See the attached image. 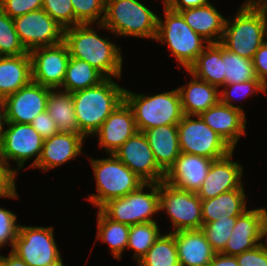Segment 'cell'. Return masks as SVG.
<instances>
[{
    "instance_id": "1",
    "label": "cell",
    "mask_w": 267,
    "mask_h": 266,
    "mask_svg": "<svg viewBox=\"0 0 267 266\" xmlns=\"http://www.w3.org/2000/svg\"><path fill=\"white\" fill-rule=\"evenodd\" d=\"M63 41L70 57L86 61L106 78H121V47L107 38H101L92 24H78L64 29Z\"/></svg>"
},
{
    "instance_id": "2",
    "label": "cell",
    "mask_w": 267,
    "mask_h": 266,
    "mask_svg": "<svg viewBox=\"0 0 267 266\" xmlns=\"http://www.w3.org/2000/svg\"><path fill=\"white\" fill-rule=\"evenodd\" d=\"M237 12L233 22L226 19L220 44L252 60L267 40V6L261 0H247Z\"/></svg>"
},
{
    "instance_id": "3",
    "label": "cell",
    "mask_w": 267,
    "mask_h": 266,
    "mask_svg": "<svg viewBox=\"0 0 267 266\" xmlns=\"http://www.w3.org/2000/svg\"><path fill=\"white\" fill-rule=\"evenodd\" d=\"M125 88L105 78L101 83L72 93L79 132L87 137L102 126L109 115L124 101Z\"/></svg>"
},
{
    "instance_id": "4",
    "label": "cell",
    "mask_w": 267,
    "mask_h": 266,
    "mask_svg": "<svg viewBox=\"0 0 267 266\" xmlns=\"http://www.w3.org/2000/svg\"><path fill=\"white\" fill-rule=\"evenodd\" d=\"M158 17L138 0H106L104 20L99 27L118 36L155 40Z\"/></svg>"
},
{
    "instance_id": "5",
    "label": "cell",
    "mask_w": 267,
    "mask_h": 266,
    "mask_svg": "<svg viewBox=\"0 0 267 266\" xmlns=\"http://www.w3.org/2000/svg\"><path fill=\"white\" fill-rule=\"evenodd\" d=\"M124 101L132 109L138 131L178 124L184 116L178 88L147 96L125 89Z\"/></svg>"
},
{
    "instance_id": "6",
    "label": "cell",
    "mask_w": 267,
    "mask_h": 266,
    "mask_svg": "<svg viewBox=\"0 0 267 266\" xmlns=\"http://www.w3.org/2000/svg\"><path fill=\"white\" fill-rule=\"evenodd\" d=\"M90 163L96 179L97 195L91 194L88 199L98 209L109 200L126 196L145 184L114 154L103 159L90 158Z\"/></svg>"
},
{
    "instance_id": "7",
    "label": "cell",
    "mask_w": 267,
    "mask_h": 266,
    "mask_svg": "<svg viewBox=\"0 0 267 266\" xmlns=\"http://www.w3.org/2000/svg\"><path fill=\"white\" fill-rule=\"evenodd\" d=\"M164 14V22L158 17L155 40L167 44L179 66L182 65L188 70L207 46L204 43L209 42L192 30L179 12L164 5Z\"/></svg>"
},
{
    "instance_id": "8",
    "label": "cell",
    "mask_w": 267,
    "mask_h": 266,
    "mask_svg": "<svg viewBox=\"0 0 267 266\" xmlns=\"http://www.w3.org/2000/svg\"><path fill=\"white\" fill-rule=\"evenodd\" d=\"M144 187L151 191L143 192ZM100 210L111 220L129 226L153 222L152 215L159 212V183H145L126 196L109 200Z\"/></svg>"
},
{
    "instance_id": "9",
    "label": "cell",
    "mask_w": 267,
    "mask_h": 266,
    "mask_svg": "<svg viewBox=\"0 0 267 266\" xmlns=\"http://www.w3.org/2000/svg\"><path fill=\"white\" fill-rule=\"evenodd\" d=\"M177 128L182 153L217 160L234 151L220 135L204 122L200 115H184L177 124Z\"/></svg>"
},
{
    "instance_id": "10",
    "label": "cell",
    "mask_w": 267,
    "mask_h": 266,
    "mask_svg": "<svg viewBox=\"0 0 267 266\" xmlns=\"http://www.w3.org/2000/svg\"><path fill=\"white\" fill-rule=\"evenodd\" d=\"M8 128L2 129L0 134V160L14 175L24 167V163L36 157L30 167L37 164L43 147L44 138L32 127L31 124L7 122ZM9 160L17 162V169L10 167Z\"/></svg>"
},
{
    "instance_id": "11",
    "label": "cell",
    "mask_w": 267,
    "mask_h": 266,
    "mask_svg": "<svg viewBox=\"0 0 267 266\" xmlns=\"http://www.w3.org/2000/svg\"><path fill=\"white\" fill-rule=\"evenodd\" d=\"M28 266H64L53 227L21 226L11 249Z\"/></svg>"
},
{
    "instance_id": "12",
    "label": "cell",
    "mask_w": 267,
    "mask_h": 266,
    "mask_svg": "<svg viewBox=\"0 0 267 266\" xmlns=\"http://www.w3.org/2000/svg\"><path fill=\"white\" fill-rule=\"evenodd\" d=\"M166 211L173 224L172 233L202 228V205L197 193L159 182V211Z\"/></svg>"
},
{
    "instance_id": "13",
    "label": "cell",
    "mask_w": 267,
    "mask_h": 266,
    "mask_svg": "<svg viewBox=\"0 0 267 266\" xmlns=\"http://www.w3.org/2000/svg\"><path fill=\"white\" fill-rule=\"evenodd\" d=\"M13 22L19 40L28 52L63 41L64 28L43 9L15 17Z\"/></svg>"
},
{
    "instance_id": "14",
    "label": "cell",
    "mask_w": 267,
    "mask_h": 266,
    "mask_svg": "<svg viewBox=\"0 0 267 266\" xmlns=\"http://www.w3.org/2000/svg\"><path fill=\"white\" fill-rule=\"evenodd\" d=\"M32 81L52 89L62 86L70 60L64 41L51 46L37 47L29 51Z\"/></svg>"
},
{
    "instance_id": "15",
    "label": "cell",
    "mask_w": 267,
    "mask_h": 266,
    "mask_svg": "<svg viewBox=\"0 0 267 266\" xmlns=\"http://www.w3.org/2000/svg\"><path fill=\"white\" fill-rule=\"evenodd\" d=\"M113 154L145 183L164 181L165 172L156 163L143 132H136Z\"/></svg>"
},
{
    "instance_id": "16",
    "label": "cell",
    "mask_w": 267,
    "mask_h": 266,
    "mask_svg": "<svg viewBox=\"0 0 267 266\" xmlns=\"http://www.w3.org/2000/svg\"><path fill=\"white\" fill-rule=\"evenodd\" d=\"M51 90L52 88L31 81L4 98L6 121L30 124L37 115L47 110Z\"/></svg>"
},
{
    "instance_id": "17",
    "label": "cell",
    "mask_w": 267,
    "mask_h": 266,
    "mask_svg": "<svg viewBox=\"0 0 267 266\" xmlns=\"http://www.w3.org/2000/svg\"><path fill=\"white\" fill-rule=\"evenodd\" d=\"M213 161L211 158L181 152L165 173L164 181L180 190L197 193Z\"/></svg>"
},
{
    "instance_id": "18",
    "label": "cell",
    "mask_w": 267,
    "mask_h": 266,
    "mask_svg": "<svg viewBox=\"0 0 267 266\" xmlns=\"http://www.w3.org/2000/svg\"><path fill=\"white\" fill-rule=\"evenodd\" d=\"M264 237L262 208L246 210L237 217L232 233L221 253L236 256L263 243L261 240Z\"/></svg>"
},
{
    "instance_id": "19",
    "label": "cell",
    "mask_w": 267,
    "mask_h": 266,
    "mask_svg": "<svg viewBox=\"0 0 267 266\" xmlns=\"http://www.w3.org/2000/svg\"><path fill=\"white\" fill-rule=\"evenodd\" d=\"M232 154L233 151L212 162L201 188L197 191L201 200L214 198L221 193L239 189L243 185L241 182L243 167L232 161Z\"/></svg>"
},
{
    "instance_id": "20",
    "label": "cell",
    "mask_w": 267,
    "mask_h": 266,
    "mask_svg": "<svg viewBox=\"0 0 267 266\" xmlns=\"http://www.w3.org/2000/svg\"><path fill=\"white\" fill-rule=\"evenodd\" d=\"M136 132L132 109L123 101L94 134L98 136L99 146L113 154Z\"/></svg>"
},
{
    "instance_id": "21",
    "label": "cell",
    "mask_w": 267,
    "mask_h": 266,
    "mask_svg": "<svg viewBox=\"0 0 267 266\" xmlns=\"http://www.w3.org/2000/svg\"><path fill=\"white\" fill-rule=\"evenodd\" d=\"M204 122L220 135L233 149L241 137L246 134V115L236 107L219 101L200 114Z\"/></svg>"
},
{
    "instance_id": "22",
    "label": "cell",
    "mask_w": 267,
    "mask_h": 266,
    "mask_svg": "<svg viewBox=\"0 0 267 266\" xmlns=\"http://www.w3.org/2000/svg\"><path fill=\"white\" fill-rule=\"evenodd\" d=\"M84 139L81 133L65 132L44 139L40 158L34 168L47 171L72 160L81 153Z\"/></svg>"
},
{
    "instance_id": "23",
    "label": "cell",
    "mask_w": 267,
    "mask_h": 266,
    "mask_svg": "<svg viewBox=\"0 0 267 266\" xmlns=\"http://www.w3.org/2000/svg\"><path fill=\"white\" fill-rule=\"evenodd\" d=\"M175 243L180 266H208L216 254L201 229L175 232Z\"/></svg>"
},
{
    "instance_id": "24",
    "label": "cell",
    "mask_w": 267,
    "mask_h": 266,
    "mask_svg": "<svg viewBox=\"0 0 267 266\" xmlns=\"http://www.w3.org/2000/svg\"><path fill=\"white\" fill-rule=\"evenodd\" d=\"M158 166L166 173L181 153L177 124L143 131Z\"/></svg>"
},
{
    "instance_id": "25",
    "label": "cell",
    "mask_w": 267,
    "mask_h": 266,
    "mask_svg": "<svg viewBox=\"0 0 267 266\" xmlns=\"http://www.w3.org/2000/svg\"><path fill=\"white\" fill-rule=\"evenodd\" d=\"M185 22L209 43H220L226 18L211 3L179 11ZM218 35V36H217Z\"/></svg>"
},
{
    "instance_id": "26",
    "label": "cell",
    "mask_w": 267,
    "mask_h": 266,
    "mask_svg": "<svg viewBox=\"0 0 267 266\" xmlns=\"http://www.w3.org/2000/svg\"><path fill=\"white\" fill-rule=\"evenodd\" d=\"M31 81L29 52L18 56H0V97L6 98Z\"/></svg>"
},
{
    "instance_id": "27",
    "label": "cell",
    "mask_w": 267,
    "mask_h": 266,
    "mask_svg": "<svg viewBox=\"0 0 267 266\" xmlns=\"http://www.w3.org/2000/svg\"><path fill=\"white\" fill-rule=\"evenodd\" d=\"M192 76L188 85L178 88L184 115H200L220 101L218 87Z\"/></svg>"
},
{
    "instance_id": "28",
    "label": "cell",
    "mask_w": 267,
    "mask_h": 266,
    "mask_svg": "<svg viewBox=\"0 0 267 266\" xmlns=\"http://www.w3.org/2000/svg\"><path fill=\"white\" fill-rule=\"evenodd\" d=\"M246 195L243 185L236 190L201 200L203 224L218 220L219 216L238 217L246 211Z\"/></svg>"
},
{
    "instance_id": "29",
    "label": "cell",
    "mask_w": 267,
    "mask_h": 266,
    "mask_svg": "<svg viewBox=\"0 0 267 266\" xmlns=\"http://www.w3.org/2000/svg\"><path fill=\"white\" fill-rule=\"evenodd\" d=\"M187 71L190 75H194L211 85L223 87L225 85V73L222 45L220 43H208Z\"/></svg>"
},
{
    "instance_id": "30",
    "label": "cell",
    "mask_w": 267,
    "mask_h": 266,
    "mask_svg": "<svg viewBox=\"0 0 267 266\" xmlns=\"http://www.w3.org/2000/svg\"><path fill=\"white\" fill-rule=\"evenodd\" d=\"M47 112L55 121L59 132L80 133L71 93L52 89L47 101Z\"/></svg>"
},
{
    "instance_id": "31",
    "label": "cell",
    "mask_w": 267,
    "mask_h": 266,
    "mask_svg": "<svg viewBox=\"0 0 267 266\" xmlns=\"http://www.w3.org/2000/svg\"><path fill=\"white\" fill-rule=\"evenodd\" d=\"M106 77L86 61L70 57L66 75L61 88L65 92L74 93L95 86Z\"/></svg>"
},
{
    "instance_id": "32",
    "label": "cell",
    "mask_w": 267,
    "mask_h": 266,
    "mask_svg": "<svg viewBox=\"0 0 267 266\" xmlns=\"http://www.w3.org/2000/svg\"><path fill=\"white\" fill-rule=\"evenodd\" d=\"M98 226L96 240L100 239L109 244L111 254L120 260L121 254L127 248L130 226L115 222L108 218L100 209L98 210Z\"/></svg>"
},
{
    "instance_id": "33",
    "label": "cell",
    "mask_w": 267,
    "mask_h": 266,
    "mask_svg": "<svg viewBox=\"0 0 267 266\" xmlns=\"http://www.w3.org/2000/svg\"><path fill=\"white\" fill-rule=\"evenodd\" d=\"M137 264L139 266H180L175 233L161 234Z\"/></svg>"
},
{
    "instance_id": "34",
    "label": "cell",
    "mask_w": 267,
    "mask_h": 266,
    "mask_svg": "<svg viewBox=\"0 0 267 266\" xmlns=\"http://www.w3.org/2000/svg\"><path fill=\"white\" fill-rule=\"evenodd\" d=\"M225 85L258 79L251 59L241 57L222 46Z\"/></svg>"
},
{
    "instance_id": "35",
    "label": "cell",
    "mask_w": 267,
    "mask_h": 266,
    "mask_svg": "<svg viewBox=\"0 0 267 266\" xmlns=\"http://www.w3.org/2000/svg\"><path fill=\"white\" fill-rule=\"evenodd\" d=\"M161 235L156 221L130 226L127 248L135 250L134 259L138 262Z\"/></svg>"
},
{
    "instance_id": "36",
    "label": "cell",
    "mask_w": 267,
    "mask_h": 266,
    "mask_svg": "<svg viewBox=\"0 0 267 266\" xmlns=\"http://www.w3.org/2000/svg\"><path fill=\"white\" fill-rule=\"evenodd\" d=\"M236 219L237 217L219 216L217 221L202 225L201 230L216 253H221L224 250Z\"/></svg>"
},
{
    "instance_id": "37",
    "label": "cell",
    "mask_w": 267,
    "mask_h": 266,
    "mask_svg": "<svg viewBox=\"0 0 267 266\" xmlns=\"http://www.w3.org/2000/svg\"><path fill=\"white\" fill-rule=\"evenodd\" d=\"M27 53L19 40L13 19L0 9V56H18Z\"/></svg>"
},
{
    "instance_id": "38",
    "label": "cell",
    "mask_w": 267,
    "mask_h": 266,
    "mask_svg": "<svg viewBox=\"0 0 267 266\" xmlns=\"http://www.w3.org/2000/svg\"><path fill=\"white\" fill-rule=\"evenodd\" d=\"M71 2L74 10V26L78 24L94 26L95 21H98V25L103 22L106 0H71Z\"/></svg>"
},
{
    "instance_id": "39",
    "label": "cell",
    "mask_w": 267,
    "mask_h": 266,
    "mask_svg": "<svg viewBox=\"0 0 267 266\" xmlns=\"http://www.w3.org/2000/svg\"><path fill=\"white\" fill-rule=\"evenodd\" d=\"M223 87H225V89L220 92V101L223 104L229 105L231 107H236L242 110L243 112L244 109H242L240 106H235L231 103V101H233L232 98L236 97V95H238L239 97H242L243 95L244 98H247V96H250L251 94L253 95V93L255 92H258V94L260 91L264 92V84L259 79L248 80L241 83L228 84L224 85Z\"/></svg>"
},
{
    "instance_id": "40",
    "label": "cell",
    "mask_w": 267,
    "mask_h": 266,
    "mask_svg": "<svg viewBox=\"0 0 267 266\" xmlns=\"http://www.w3.org/2000/svg\"><path fill=\"white\" fill-rule=\"evenodd\" d=\"M42 9L64 29L74 26V10L71 0H43Z\"/></svg>"
},
{
    "instance_id": "41",
    "label": "cell",
    "mask_w": 267,
    "mask_h": 266,
    "mask_svg": "<svg viewBox=\"0 0 267 266\" xmlns=\"http://www.w3.org/2000/svg\"><path fill=\"white\" fill-rule=\"evenodd\" d=\"M17 216L4 208H0V247L9 244L14 248L19 225L16 224Z\"/></svg>"
},
{
    "instance_id": "42",
    "label": "cell",
    "mask_w": 267,
    "mask_h": 266,
    "mask_svg": "<svg viewBox=\"0 0 267 266\" xmlns=\"http://www.w3.org/2000/svg\"><path fill=\"white\" fill-rule=\"evenodd\" d=\"M43 0H0V9L10 18L42 9Z\"/></svg>"
},
{
    "instance_id": "43",
    "label": "cell",
    "mask_w": 267,
    "mask_h": 266,
    "mask_svg": "<svg viewBox=\"0 0 267 266\" xmlns=\"http://www.w3.org/2000/svg\"><path fill=\"white\" fill-rule=\"evenodd\" d=\"M236 255L239 266H267V241Z\"/></svg>"
},
{
    "instance_id": "44",
    "label": "cell",
    "mask_w": 267,
    "mask_h": 266,
    "mask_svg": "<svg viewBox=\"0 0 267 266\" xmlns=\"http://www.w3.org/2000/svg\"><path fill=\"white\" fill-rule=\"evenodd\" d=\"M30 124L44 139L59 133L55 121L47 110L37 115Z\"/></svg>"
},
{
    "instance_id": "45",
    "label": "cell",
    "mask_w": 267,
    "mask_h": 266,
    "mask_svg": "<svg viewBox=\"0 0 267 266\" xmlns=\"http://www.w3.org/2000/svg\"><path fill=\"white\" fill-rule=\"evenodd\" d=\"M0 197L17 198L15 176L6 168L4 164H0Z\"/></svg>"
},
{
    "instance_id": "46",
    "label": "cell",
    "mask_w": 267,
    "mask_h": 266,
    "mask_svg": "<svg viewBox=\"0 0 267 266\" xmlns=\"http://www.w3.org/2000/svg\"><path fill=\"white\" fill-rule=\"evenodd\" d=\"M252 62L257 78L265 84L267 82V40L255 52Z\"/></svg>"
},
{
    "instance_id": "47",
    "label": "cell",
    "mask_w": 267,
    "mask_h": 266,
    "mask_svg": "<svg viewBox=\"0 0 267 266\" xmlns=\"http://www.w3.org/2000/svg\"><path fill=\"white\" fill-rule=\"evenodd\" d=\"M208 3L209 0H169L166 6L175 12H179L187 8L200 7Z\"/></svg>"
},
{
    "instance_id": "48",
    "label": "cell",
    "mask_w": 267,
    "mask_h": 266,
    "mask_svg": "<svg viewBox=\"0 0 267 266\" xmlns=\"http://www.w3.org/2000/svg\"><path fill=\"white\" fill-rule=\"evenodd\" d=\"M208 266H239L236 256L216 253Z\"/></svg>"
},
{
    "instance_id": "49",
    "label": "cell",
    "mask_w": 267,
    "mask_h": 266,
    "mask_svg": "<svg viewBox=\"0 0 267 266\" xmlns=\"http://www.w3.org/2000/svg\"><path fill=\"white\" fill-rule=\"evenodd\" d=\"M2 261L6 266H28L21 258H19L12 251H10L7 257L2 256Z\"/></svg>"
},
{
    "instance_id": "50",
    "label": "cell",
    "mask_w": 267,
    "mask_h": 266,
    "mask_svg": "<svg viewBox=\"0 0 267 266\" xmlns=\"http://www.w3.org/2000/svg\"><path fill=\"white\" fill-rule=\"evenodd\" d=\"M6 112H5V103L4 98L0 97V134L2 132V129L4 128V125H6Z\"/></svg>"
},
{
    "instance_id": "51",
    "label": "cell",
    "mask_w": 267,
    "mask_h": 266,
    "mask_svg": "<svg viewBox=\"0 0 267 266\" xmlns=\"http://www.w3.org/2000/svg\"><path fill=\"white\" fill-rule=\"evenodd\" d=\"M263 214H264V236H266V241H267V209L262 208Z\"/></svg>"
},
{
    "instance_id": "52",
    "label": "cell",
    "mask_w": 267,
    "mask_h": 266,
    "mask_svg": "<svg viewBox=\"0 0 267 266\" xmlns=\"http://www.w3.org/2000/svg\"><path fill=\"white\" fill-rule=\"evenodd\" d=\"M267 89V82H265V84H264V93H266V90Z\"/></svg>"
},
{
    "instance_id": "53",
    "label": "cell",
    "mask_w": 267,
    "mask_h": 266,
    "mask_svg": "<svg viewBox=\"0 0 267 266\" xmlns=\"http://www.w3.org/2000/svg\"><path fill=\"white\" fill-rule=\"evenodd\" d=\"M0 266H6L2 260L0 261Z\"/></svg>"
},
{
    "instance_id": "54",
    "label": "cell",
    "mask_w": 267,
    "mask_h": 266,
    "mask_svg": "<svg viewBox=\"0 0 267 266\" xmlns=\"http://www.w3.org/2000/svg\"><path fill=\"white\" fill-rule=\"evenodd\" d=\"M169 0H163V4L166 5Z\"/></svg>"
},
{
    "instance_id": "55",
    "label": "cell",
    "mask_w": 267,
    "mask_h": 266,
    "mask_svg": "<svg viewBox=\"0 0 267 266\" xmlns=\"http://www.w3.org/2000/svg\"><path fill=\"white\" fill-rule=\"evenodd\" d=\"M267 6V0H261Z\"/></svg>"
}]
</instances>
